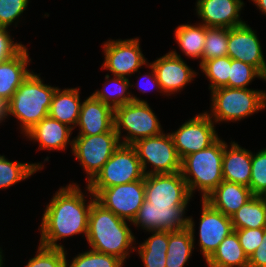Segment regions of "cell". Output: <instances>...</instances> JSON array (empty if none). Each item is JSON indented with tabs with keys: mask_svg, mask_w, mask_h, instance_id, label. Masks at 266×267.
I'll return each instance as SVG.
<instances>
[{
	"mask_svg": "<svg viewBox=\"0 0 266 267\" xmlns=\"http://www.w3.org/2000/svg\"><path fill=\"white\" fill-rule=\"evenodd\" d=\"M85 186V190L81 189L77 182L71 181L55 191L49 203L45 205L38 226L40 245L66 249L59 243L60 240L81 234L86 239L89 212L96 197L88 185Z\"/></svg>",
	"mask_w": 266,
	"mask_h": 267,
	"instance_id": "1",
	"label": "cell"
},
{
	"mask_svg": "<svg viewBox=\"0 0 266 267\" xmlns=\"http://www.w3.org/2000/svg\"><path fill=\"white\" fill-rule=\"evenodd\" d=\"M131 226V222L116 216L95 199L89 212L87 244L94 251L117 256L126 262L134 253L137 240Z\"/></svg>",
	"mask_w": 266,
	"mask_h": 267,
	"instance_id": "2",
	"label": "cell"
},
{
	"mask_svg": "<svg viewBox=\"0 0 266 267\" xmlns=\"http://www.w3.org/2000/svg\"><path fill=\"white\" fill-rule=\"evenodd\" d=\"M40 75L33 71L6 103V118L17 120L22 136L48 116L57 88L46 84Z\"/></svg>",
	"mask_w": 266,
	"mask_h": 267,
	"instance_id": "3",
	"label": "cell"
},
{
	"mask_svg": "<svg viewBox=\"0 0 266 267\" xmlns=\"http://www.w3.org/2000/svg\"><path fill=\"white\" fill-rule=\"evenodd\" d=\"M210 96V110L204 112L216 125L241 122L266 110V90L221 87L210 91Z\"/></svg>",
	"mask_w": 266,
	"mask_h": 267,
	"instance_id": "4",
	"label": "cell"
},
{
	"mask_svg": "<svg viewBox=\"0 0 266 267\" xmlns=\"http://www.w3.org/2000/svg\"><path fill=\"white\" fill-rule=\"evenodd\" d=\"M224 140L218 138L208 148L187 155L181 160V173L192 197L196 191L204 200L224 179L222 159Z\"/></svg>",
	"mask_w": 266,
	"mask_h": 267,
	"instance_id": "5",
	"label": "cell"
},
{
	"mask_svg": "<svg viewBox=\"0 0 266 267\" xmlns=\"http://www.w3.org/2000/svg\"><path fill=\"white\" fill-rule=\"evenodd\" d=\"M160 122L148 102L132 101L114 109V128L124 145L161 134Z\"/></svg>",
	"mask_w": 266,
	"mask_h": 267,
	"instance_id": "6",
	"label": "cell"
},
{
	"mask_svg": "<svg viewBox=\"0 0 266 267\" xmlns=\"http://www.w3.org/2000/svg\"><path fill=\"white\" fill-rule=\"evenodd\" d=\"M142 178H145V173L136 149L132 145L121 144L88 187L96 196L103 188L138 181Z\"/></svg>",
	"mask_w": 266,
	"mask_h": 267,
	"instance_id": "7",
	"label": "cell"
},
{
	"mask_svg": "<svg viewBox=\"0 0 266 267\" xmlns=\"http://www.w3.org/2000/svg\"><path fill=\"white\" fill-rule=\"evenodd\" d=\"M72 155L86 174V185L101 171L104 164L121 145L113 127L109 132L92 136H74Z\"/></svg>",
	"mask_w": 266,
	"mask_h": 267,
	"instance_id": "8",
	"label": "cell"
},
{
	"mask_svg": "<svg viewBox=\"0 0 266 267\" xmlns=\"http://www.w3.org/2000/svg\"><path fill=\"white\" fill-rule=\"evenodd\" d=\"M132 146L136 149L145 175L181 171V159L169 132L138 140Z\"/></svg>",
	"mask_w": 266,
	"mask_h": 267,
	"instance_id": "9",
	"label": "cell"
},
{
	"mask_svg": "<svg viewBox=\"0 0 266 267\" xmlns=\"http://www.w3.org/2000/svg\"><path fill=\"white\" fill-rule=\"evenodd\" d=\"M140 37L111 39L102 43L103 63L101 69L112 76L131 79L141 68H146L149 60L145 58L141 48Z\"/></svg>",
	"mask_w": 266,
	"mask_h": 267,
	"instance_id": "10",
	"label": "cell"
},
{
	"mask_svg": "<svg viewBox=\"0 0 266 267\" xmlns=\"http://www.w3.org/2000/svg\"><path fill=\"white\" fill-rule=\"evenodd\" d=\"M169 133L181 160L208 148L220 137L215 122L204 111L185 120L177 130Z\"/></svg>",
	"mask_w": 266,
	"mask_h": 267,
	"instance_id": "11",
	"label": "cell"
},
{
	"mask_svg": "<svg viewBox=\"0 0 266 267\" xmlns=\"http://www.w3.org/2000/svg\"><path fill=\"white\" fill-rule=\"evenodd\" d=\"M95 197L106 209L132 223L145 201V178L103 188Z\"/></svg>",
	"mask_w": 266,
	"mask_h": 267,
	"instance_id": "12",
	"label": "cell"
},
{
	"mask_svg": "<svg viewBox=\"0 0 266 267\" xmlns=\"http://www.w3.org/2000/svg\"><path fill=\"white\" fill-rule=\"evenodd\" d=\"M176 49L149 62L156 74L163 93L168 97L181 91L199 75V71L189 66Z\"/></svg>",
	"mask_w": 266,
	"mask_h": 267,
	"instance_id": "13",
	"label": "cell"
},
{
	"mask_svg": "<svg viewBox=\"0 0 266 267\" xmlns=\"http://www.w3.org/2000/svg\"><path fill=\"white\" fill-rule=\"evenodd\" d=\"M145 200L152 205L189 206L192 196L180 171L145 175Z\"/></svg>",
	"mask_w": 266,
	"mask_h": 267,
	"instance_id": "14",
	"label": "cell"
},
{
	"mask_svg": "<svg viewBox=\"0 0 266 267\" xmlns=\"http://www.w3.org/2000/svg\"><path fill=\"white\" fill-rule=\"evenodd\" d=\"M201 215L198 226L199 251L206 262L217 250L219 244L233 231L231 217L211 207L205 200H200Z\"/></svg>",
	"mask_w": 266,
	"mask_h": 267,
	"instance_id": "15",
	"label": "cell"
},
{
	"mask_svg": "<svg viewBox=\"0 0 266 267\" xmlns=\"http://www.w3.org/2000/svg\"><path fill=\"white\" fill-rule=\"evenodd\" d=\"M189 206L152 205L145 200L139 208L132 225L147 231H178L187 227Z\"/></svg>",
	"mask_w": 266,
	"mask_h": 267,
	"instance_id": "16",
	"label": "cell"
},
{
	"mask_svg": "<svg viewBox=\"0 0 266 267\" xmlns=\"http://www.w3.org/2000/svg\"><path fill=\"white\" fill-rule=\"evenodd\" d=\"M248 22L228 28L227 55L255 67L266 78V59L256 30Z\"/></svg>",
	"mask_w": 266,
	"mask_h": 267,
	"instance_id": "17",
	"label": "cell"
},
{
	"mask_svg": "<svg viewBox=\"0 0 266 267\" xmlns=\"http://www.w3.org/2000/svg\"><path fill=\"white\" fill-rule=\"evenodd\" d=\"M243 0H196L195 15L206 27L233 28L245 24Z\"/></svg>",
	"mask_w": 266,
	"mask_h": 267,
	"instance_id": "18",
	"label": "cell"
},
{
	"mask_svg": "<svg viewBox=\"0 0 266 267\" xmlns=\"http://www.w3.org/2000/svg\"><path fill=\"white\" fill-rule=\"evenodd\" d=\"M73 129L49 116L43 118L38 124L30 129L24 136L27 140L38 144V150L66 151L70 148L72 153Z\"/></svg>",
	"mask_w": 266,
	"mask_h": 267,
	"instance_id": "19",
	"label": "cell"
},
{
	"mask_svg": "<svg viewBox=\"0 0 266 267\" xmlns=\"http://www.w3.org/2000/svg\"><path fill=\"white\" fill-rule=\"evenodd\" d=\"M82 101L77 136H92L109 132L114 127V109L92 95Z\"/></svg>",
	"mask_w": 266,
	"mask_h": 267,
	"instance_id": "20",
	"label": "cell"
},
{
	"mask_svg": "<svg viewBox=\"0 0 266 267\" xmlns=\"http://www.w3.org/2000/svg\"><path fill=\"white\" fill-rule=\"evenodd\" d=\"M31 63L27 45L10 59L0 62V99L4 103L12 98L19 86L35 71L29 70Z\"/></svg>",
	"mask_w": 266,
	"mask_h": 267,
	"instance_id": "21",
	"label": "cell"
},
{
	"mask_svg": "<svg viewBox=\"0 0 266 267\" xmlns=\"http://www.w3.org/2000/svg\"><path fill=\"white\" fill-rule=\"evenodd\" d=\"M230 140V144L224 140L222 159L223 179L249 187L251 178V150L242 147L232 139Z\"/></svg>",
	"mask_w": 266,
	"mask_h": 267,
	"instance_id": "22",
	"label": "cell"
},
{
	"mask_svg": "<svg viewBox=\"0 0 266 267\" xmlns=\"http://www.w3.org/2000/svg\"><path fill=\"white\" fill-rule=\"evenodd\" d=\"M253 196L249 187L223 180L204 200L214 209L231 217Z\"/></svg>",
	"mask_w": 266,
	"mask_h": 267,
	"instance_id": "23",
	"label": "cell"
},
{
	"mask_svg": "<svg viewBox=\"0 0 266 267\" xmlns=\"http://www.w3.org/2000/svg\"><path fill=\"white\" fill-rule=\"evenodd\" d=\"M193 216H188L186 228L169 231V242L166 253V267H185L189 263L195 248L197 234ZM196 234V235H195Z\"/></svg>",
	"mask_w": 266,
	"mask_h": 267,
	"instance_id": "24",
	"label": "cell"
},
{
	"mask_svg": "<svg viewBox=\"0 0 266 267\" xmlns=\"http://www.w3.org/2000/svg\"><path fill=\"white\" fill-rule=\"evenodd\" d=\"M80 87L61 89L57 86L50 105L48 116L67 125L73 130L79 120L81 101Z\"/></svg>",
	"mask_w": 266,
	"mask_h": 267,
	"instance_id": "25",
	"label": "cell"
},
{
	"mask_svg": "<svg viewBox=\"0 0 266 267\" xmlns=\"http://www.w3.org/2000/svg\"><path fill=\"white\" fill-rule=\"evenodd\" d=\"M194 24L188 21L186 24L178 25L174 30V39L183 56L198 60L200 66L206 39V26L199 21Z\"/></svg>",
	"mask_w": 266,
	"mask_h": 267,
	"instance_id": "26",
	"label": "cell"
},
{
	"mask_svg": "<svg viewBox=\"0 0 266 267\" xmlns=\"http://www.w3.org/2000/svg\"><path fill=\"white\" fill-rule=\"evenodd\" d=\"M151 234L144 242L137 243L135 251L144 267H166L169 231H147ZM138 245V246H137Z\"/></svg>",
	"mask_w": 266,
	"mask_h": 267,
	"instance_id": "27",
	"label": "cell"
},
{
	"mask_svg": "<svg viewBox=\"0 0 266 267\" xmlns=\"http://www.w3.org/2000/svg\"><path fill=\"white\" fill-rule=\"evenodd\" d=\"M49 156L43 162H18L11 161L4 154H0V190H6L21 181H25L30 176L45 168V163L49 162Z\"/></svg>",
	"mask_w": 266,
	"mask_h": 267,
	"instance_id": "28",
	"label": "cell"
},
{
	"mask_svg": "<svg viewBox=\"0 0 266 267\" xmlns=\"http://www.w3.org/2000/svg\"><path fill=\"white\" fill-rule=\"evenodd\" d=\"M249 258L233 231L219 244L217 250L205 262L207 267H248Z\"/></svg>",
	"mask_w": 266,
	"mask_h": 267,
	"instance_id": "29",
	"label": "cell"
},
{
	"mask_svg": "<svg viewBox=\"0 0 266 267\" xmlns=\"http://www.w3.org/2000/svg\"><path fill=\"white\" fill-rule=\"evenodd\" d=\"M233 229L266 228V198L254 195L232 216Z\"/></svg>",
	"mask_w": 266,
	"mask_h": 267,
	"instance_id": "30",
	"label": "cell"
},
{
	"mask_svg": "<svg viewBox=\"0 0 266 267\" xmlns=\"http://www.w3.org/2000/svg\"><path fill=\"white\" fill-rule=\"evenodd\" d=\"M105 82L101 90L96 89L92 96L101 100L104 104L111 106L113 109L132 102L131 80L125 77L112 76L107 72Z\"/></svg>",
	"mask_w": 266,
	"mask_h": 267,
	"instance_id": "31",
	"label": "cell"
},
{
	"mask_svg": "<svg viewBox=\"0 0 266 267\" xmlns=\"http://www.w3.org/2000/svg\"><path fill=\"white\" fill-rule=\"evenodd\" d=\"M230 68L231 58L228 55L209 59L199 66L200 71L209 81V91L228 87Z\"/></svg>",
	"mask_w": 266,
	"mask_h": 267,
	"instance_id": "32",
	"label": "cell"
},
{
	"mask_svg": "<svg viewBox=\"0 0 266 267\" xmlns=\"http://www.w3.org/2000/svg\"><path fill=\"white\" fill-rule=\"evenodd\" d=\"M124 264L126 263L117 256L88 248L79 252L71 261L66 257V267H124Z\"/></svg>",
	"mask_w": 266,
	"mask_h": 267,
	"instance_id": "33",
	"label": "cell"
},
{
	"mask_svg": "<svg viewBox=\"0 0 266 267\" xmlns=\"http://www.w3.org/2000/svg\"><path fill=\"white\" fill-rule=\"evenodd\" d=\"M228 28L206 27L201 64L209 59L227 56Z\"/></svg>",
	"mask_w": 266,
	"mask_h": 267,
	"instance_id": "34",
	"label": "cell"
},
{
	"mask_svg": "<svg viewBox=\"0 0 266 267\" xmlns=\"http://www.w3.org/2000/svg\"><path fill=\"white\" fill-rule=\"evenodd\" d=\"M256 78L266 82V78L255 67L242 61L231 59L228 79L229 88H249V85Z\"/></svg>",
	"mask_w": 266,
	"mask_h": 267,
	"instance_id": "35",
	"label": "cell"
},
{
	"mask_svg": "<svg viewBox=\"0 0 266 267\" xmlns=\"http://www.w3.org/2000/svg\"><path fill=\"white\" fill-rule=\"evenodd\" d=\"M251 193L256 196L266 194V148L251 151V178L249 183Z\"/></svg>",
	"mask_w": 266,
	"mask_h": 267,
	"instance_id": "36",
	"label": "cell"
},
{
	"mask_svg": "<svg viewBox=\"0 0 266 267\" xmlns=\"http://www.w3.org/2000/svg\"><path fill=\"white\" fill-rule=\"evenodd\" d=\"M34 257L29 258L24 267H66L68 250L37 246Z\"/></svg>",
	"mask_w": 266,
	"mask_h": 267,
	"instance_id": "37",
	"label": "cell"
},
{
	"mask_svg": "<svg viewBox=\"0 0 266 267\" xmlns=\"http://www.w3.org/2000/svg\"><path fill=\"white\" fill-rule=\"evenodd\" d=\"M30 2V0H0V27L17 28Z\"/></svg>",
	"mask_w": 266,
	"mask_h": 267,
	"instance_id": "38",
	"label": "cell"
},
{
	"mask_svg": "<svg viewBox=\"0 0 266 267\" xmlns=\"http://www.w3.org/2000/svg\"><path fill=\"white\" fill-rule=\"evenodd\" d=\"M146 67L148 69H150L149 70L150 72H147V74L145 73L141 76V72L139 70L136 72L138 75V76H136V79L138 78L137 83L134 84V82L133 83L130 82L131 96H132L133 101L147 102V100H145L143 98L141 99L140 97H137V94L135 95L132 92L133 88H137L142 94H145V93L150 92V91L153 92V90H156V92L160 93V95L162 94L161 96H163V95L166 96L161 89L160 83L157 80V77H156V74H155V71H154L152 65L150 63H148L146 65Z\"/></svg>",
	"mask_w": 266,
	"mask_h": 267,
	"instance_id": "39",
	"label": "cell"
},
{
	"mask_svg": "<svg viewBox=\"0 0 266 267\" xmlns=\"http://www.w3.org/2000/svg\"><path fill=\"white\" fill-rule=\"evenodd\" d=\"M237 234L239 243L243 248L245 254L248 258L254 253V251L262 243V238L264 235V228L258 229H234Z\"/></svg>",
	"mask_w": 266,
	"mask_h": 267,
	"instance_id": "40",
	"label": "cell"
},
{
	"mask_svg": "<svg viewBox=\"0 0 266 267\" xmlns=\"http://www.w3.org/2000/svg\"><path fill=\"white\" fill-rule=\"evenodd\" d=\"M12 30L0 27V62L10 59L16 55L25 45L21 42H15Z\"/></svg>",
	"mask_w": 266,
	"mask_h": 267,
	"instance_id": "41",
	"label": "cell"
},
{
	"mask_svg": "<svg viewBox=\"0 0 266 267\" xmlns=\"http://www.w3.org/2000/svg\"><path fill=\"white\" fill-rule=\"evenodd\" d=\"M248 267H266V228L262 243L249 258Z\"/></svg>",
	"mask_w": 266,
	"mask_h": 267,
	"instance_id": "42",
	"label": "cell"
},
{
	"mask_svg": "<svg viewBox=\"0 0 266 267\" xmlns=\"http://www.w3.org/2000/svg\"><path fill=\"white\" fill-rule=\"evenodd\" d=\"M253 2L254 6H256V10H259L261 15L266 16V0H249V2Z\"/></svg>",
	"mask_w": 266,
	"mask_h": 267,
	"instance_id": "43",
	"label": "cell"
},
{
	"mask_svg": "<svg viewBox=\"0 0 266 267\" xmlns=\"http://www.w3.org/2000/svg\"><path fill=\"white\" fill-rule=\"evenodd\" d=\"M6 103L0 99V126L6 121Z\"/></svg>",
	"mask_w": 266,
	"mask_h": 267,
	"instance_id": "44",
	"label": "cell"
},
{
	"mask_svg": "<svg viewBox=\"0 0 266 267\" xmlns=\"http://www.w3.org/2000/svg\"><path fill=\"white\" fill-rule=\"evenodd\" d=\"M3 249H2V247L0 246V267H5V259L6 258H4L5 257V255H4V253H3Z\"/></svg>",
	"mask_w": 266,
	"mask_h": 267,
	"instance_id": "45",
	"label": "cell"
}]
</instances>
